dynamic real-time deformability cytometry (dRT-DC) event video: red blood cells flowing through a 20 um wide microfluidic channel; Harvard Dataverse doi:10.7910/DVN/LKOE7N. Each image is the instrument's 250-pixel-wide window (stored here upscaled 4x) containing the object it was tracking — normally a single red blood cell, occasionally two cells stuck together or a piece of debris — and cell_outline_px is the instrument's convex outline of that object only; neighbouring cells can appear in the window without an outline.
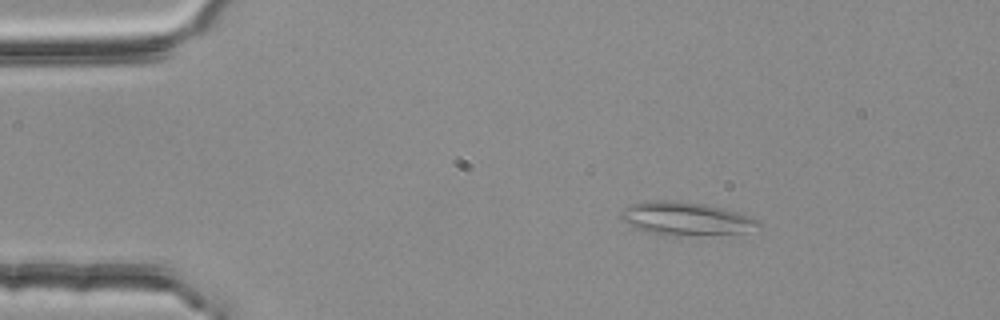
{"species": "common noctule bat (a hibernating species)", "species_latin": "Nyctalus noctula", "temperature_condition": "room temperature", "stored_images_in_passage": 53, "camera_frame_rate_fps": 3000, "um_per_image_px": 0.085, "animal": {"sex": "female", "body_mass_g": 25.1}, "frame": {"image": 1, "passage_image": 8, "time_ms": 2.333, "image_size_px": [1000, 320], "cell_outline_px": [[764, 228], [744, 232], [676, 236], [660, 236], [636, 228], [620, 220], [620, 212], [624, 208], [632, 204], [644, 200], [672, 200], [704, 204], [740, 212], [760, 220], [764, 224]], "centroid_in_image_um": [58.33, 18.59], "position_along_channel_um": 26.7, "area_um2": 27.22}}
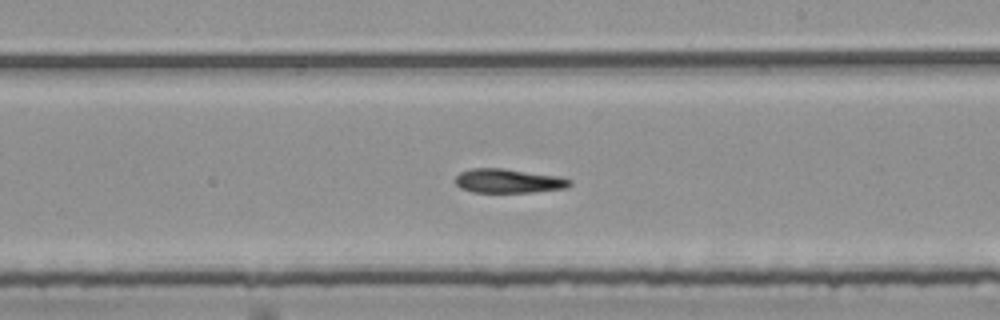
{"frame": {"image": 2, "passage_image": 31, "time_ms": 10.0, "image_size_px": [1000, 320], "cell_outline_px": [[572, 184], [568, 188], [532, 192], [472, 192], [460, 188], [456, 184], [456, 176], [460, 172], [472, 168], [504, 168], [564, 176], [572, 180]], "centroid_in_image_um": [43.29, 15.37], "position_along_channel_um": 245.7, "area_um2": 16.42}}
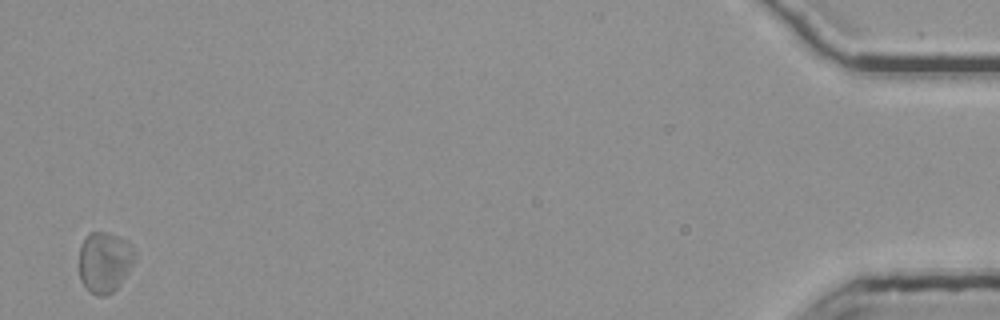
{"frame": {"image": 3, "passage_image": 53, "time_ms": 17.333, "image_size_px": [1000, 320], "cell_outline_px": [[136, 260], [116, 288], [108, 296], [96, 296], [80, 280], [80, 248], [88, 232], [108, 232], [128, 240], [136, 256]], "centroid_in_image_um": [8.91, 22.26], "position_along_channel_um": 426.3, "area_um2": 19.59}}